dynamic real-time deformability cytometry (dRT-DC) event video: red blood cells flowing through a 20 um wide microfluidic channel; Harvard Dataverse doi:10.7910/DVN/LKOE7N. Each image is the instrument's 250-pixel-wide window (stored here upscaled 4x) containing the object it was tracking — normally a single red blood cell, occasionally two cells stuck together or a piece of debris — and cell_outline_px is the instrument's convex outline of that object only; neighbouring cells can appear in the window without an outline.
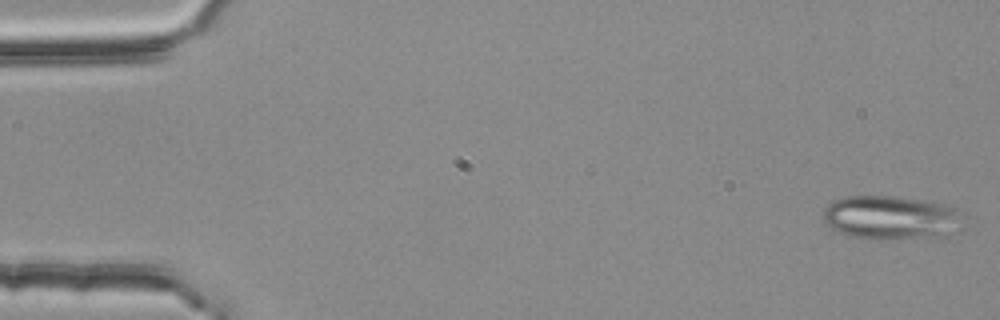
{"species": "common noctule bat (a hibernating species)", "species_latin": "Nyctalus noctula", "temperature_condition": "room temperature", "stored_images_in_passage": 4, "camera_frame_rate_fps": 3000, "um_per_image_px": 0.085, "animal": {"sex": "female", "body_mass_g": 25.1}, "frame": {"image": 1, "passage_image": 1, "time_ms": 0.0, "image_size_px": [1000, 320], "cell_outline_px": [[956, 216], [944, 232], [940, 236], [852, 236], [832, 228], [824, 220], [824, 208], [832, 200], [844, 196], [900, 196], [944, 204], [956, 208]], "centroid_in_image_um": [75.5, 18.39], "position_along_channel_um": 9.5, "area_um2": 33.0}}